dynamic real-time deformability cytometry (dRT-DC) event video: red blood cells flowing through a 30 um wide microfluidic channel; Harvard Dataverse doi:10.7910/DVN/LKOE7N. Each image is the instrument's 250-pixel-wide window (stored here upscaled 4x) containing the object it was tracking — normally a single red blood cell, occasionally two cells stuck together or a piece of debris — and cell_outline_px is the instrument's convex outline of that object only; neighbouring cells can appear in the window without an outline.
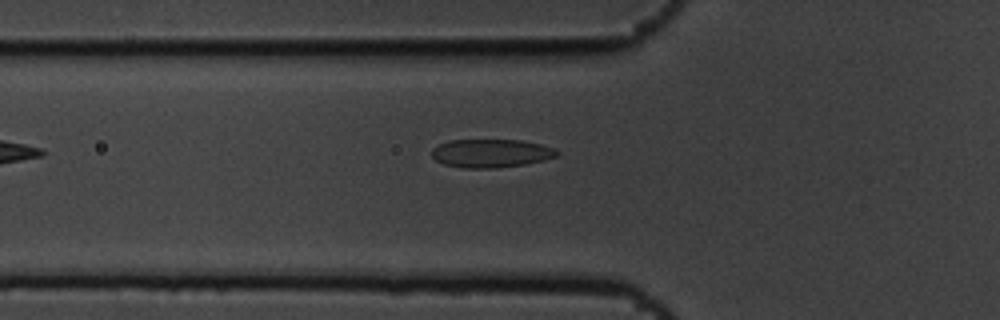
{"species": "common noctule bat (a hibernating species)", "species_latin": "Nyctalus noctula", "temperature_condition": "cold", "stored_images_in_passage": 2, "camera_frame_rate_fps": 3000, "um_per_image_px": 0.085, "animal": {"sex": "male", "body_mass_g": 19.5, "forearm_length_mm": 54.6}, "frame": {"image": 1, "passage_image": 2, "time_ms": 0.333, "image_size_px": [1000, 320], "cell_outline_px": [[560, 152], [556, 156], [544, 160], [524, 164], [496, 168], [464, 168], [444, 164], [436, 160], [432, 156], [432, 148], [448, 140], [520, 140], [540, 144], [552, 148]], "centroid_in_image_um": [41.71, 13.03], "position_along_channel_um": 84.1, "area_um2": 20.58}}